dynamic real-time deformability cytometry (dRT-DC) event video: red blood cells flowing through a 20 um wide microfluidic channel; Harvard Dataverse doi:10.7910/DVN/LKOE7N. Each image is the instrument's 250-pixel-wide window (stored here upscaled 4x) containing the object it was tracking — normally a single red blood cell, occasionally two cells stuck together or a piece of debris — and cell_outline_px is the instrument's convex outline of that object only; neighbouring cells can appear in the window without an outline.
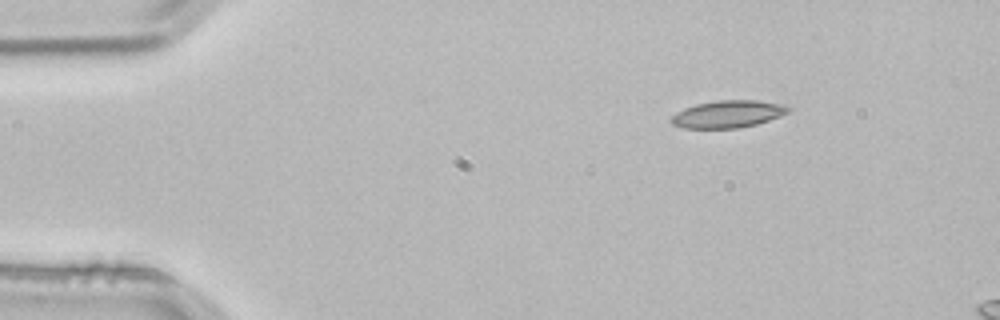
{"species": "common noctule bat (a hibernating species)", "species_latin": "Nyctalus noctula", "temperature_condition": "room temperature", "stored_images_in_passage": 3, "camera_frame_rate_fps": 3000, "um_per_image_px": 0.085, "animal": {"sex": "male", "body_mass_g": 21.5, "forearm_length_mm": 52.0}, "frame": {"image": 1, "passage_image": 1, "time_ms": 0.0, "image_size_px": [1000, 320], "cell_outline_px": [[792, 108], [788, 112], [780, 116], [756, 124], [736, 128], [684, 128], [672, 124], [668, 120], [676, 112], [684, 108], [696, 104], [720, 100], [756, 100], [780, 104]], "centroid_in_image_um": [61.83, 9.7], "position_along_channel_um": 23.2, "area_um2": 18.5}}
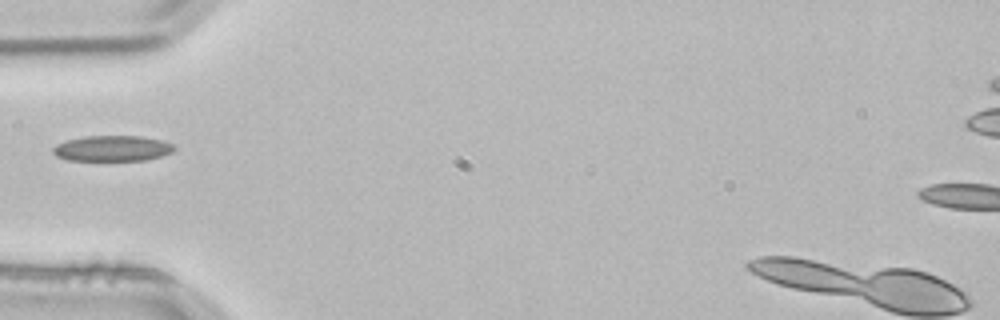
{"frame": {"image": 2, "passage_image": 3, "time_ms": 0.667, "image_size_px": [1000, 320], "cell_outline_px": [[176, 148], [172, 152], [160, 156], [144, 160], [68, 160], [56, 156], [52, 152], [52, 148], [56, 144], [68, 140], [84, 136], [144, 136], [164, 140], [172, 144]], "centroid_in_image_um": [9.55, 12.6], "position_along_channel_um": 75.4, "area_um2": 18.15}}